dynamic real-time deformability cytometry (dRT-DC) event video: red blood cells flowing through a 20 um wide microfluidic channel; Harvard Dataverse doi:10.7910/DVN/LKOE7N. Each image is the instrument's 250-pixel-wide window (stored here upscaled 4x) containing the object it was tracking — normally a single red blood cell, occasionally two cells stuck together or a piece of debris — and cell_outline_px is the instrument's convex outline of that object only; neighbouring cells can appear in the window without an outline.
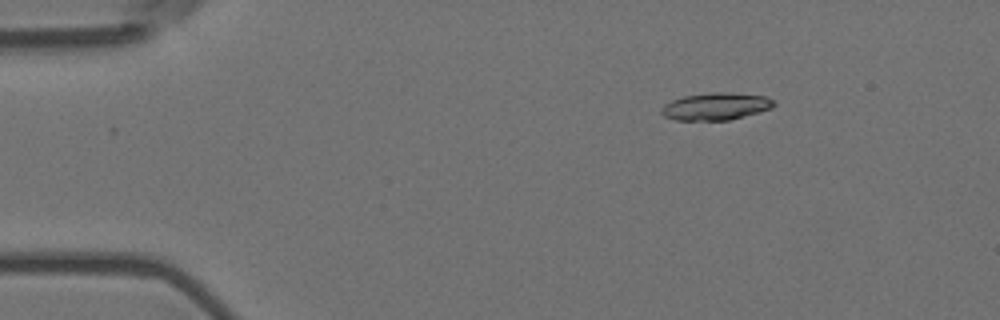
{"species": "Egyptian fruit bat (a non-hibernating species)", "species_latin": "Rousettus aegyptiacus", "temperature_condition": "room temperature", "stored_images_in_passage": 4, "camera_frame_rate_fps": 3000, "um_per_image_px": 0.085, "animal": {"sex": "female"}, "frame": {"image": 1, "passage_image": 1, "time_ms": 0.0, "image_size_px": [1000, 320], "cell_outline_px": [[776, 104], [772, 108], [760, 112], [728, 120], [676, 120], [664, 116], [660, 112], [660, 108], [664, 104], [672, 100], [684, 96], [712, 92], [728, 92], [764, 96], [772, 100]], "centroid_in_image_um": [60.82, 9.04], "position_along_channel_um": 24.2, "area_um2": 17.86}}
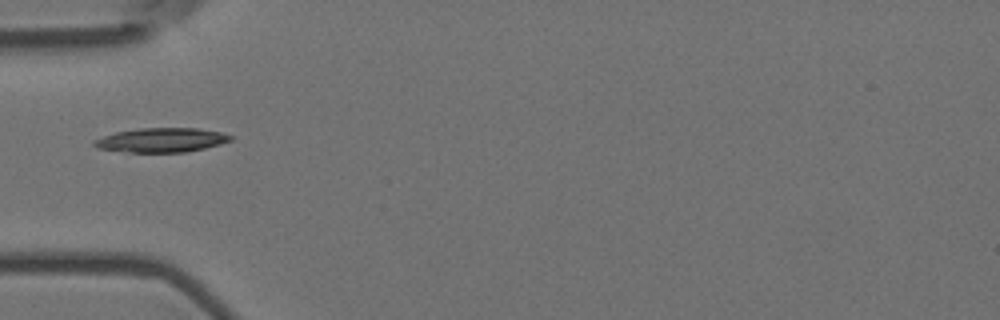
{"frame": {"image": 2, "passage_image": 4, "time_ms": 1.0, "image_size_px": [1000, 320], "cell_outline_px": [[232, 140], [220, 144], [204, 148], [184, 152], [128, 152], [96, 148], [92, 144], [92, 140], [116, 132], [140, 128], [196, 128], [220, 132], [232, 136]], "centroid_in_image_um": [13.69, 11.9], "position_along_channel_um": 71.3, "area_um2": 19.19}}